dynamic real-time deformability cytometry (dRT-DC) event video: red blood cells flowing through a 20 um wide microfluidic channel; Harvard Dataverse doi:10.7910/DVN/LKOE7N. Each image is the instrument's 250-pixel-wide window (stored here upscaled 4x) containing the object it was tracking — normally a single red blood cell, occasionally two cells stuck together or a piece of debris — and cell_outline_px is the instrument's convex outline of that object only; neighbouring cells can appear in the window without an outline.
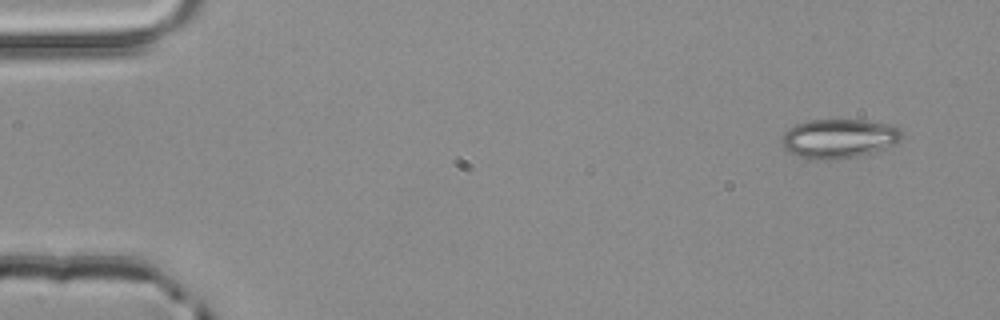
{"species": "common noctule bat (a hibernating species)", "species_latin": "Nyctalus noctula", "temperature_condition": "room temperature", "stored_images_in_passage": 4, "segment_of_instrument_passage": [1, 2], "camera_frame_rate_fps": 3000, "um_per_image_px": 0.085, "animal": {"sex": "male", "body_mass_g": 20.4}, "frame": {"image": 1, "passage_image": 1, "time_ms": 0.0, "image_size_px": [1000, 320], "cell_outline_px": [[904, 136], [896, 144], [860, 156], [828, 160], [812, 160], [800, 156], [784, 148], [784, 132], [788, 128], [796, 124], [808, 120], [864, 120], [892, 124], [900, 128]], "centroid_in_image_um": [71.37, 11.76], "position_along_channel_um": 13.6, "area_um2": 27.46}}